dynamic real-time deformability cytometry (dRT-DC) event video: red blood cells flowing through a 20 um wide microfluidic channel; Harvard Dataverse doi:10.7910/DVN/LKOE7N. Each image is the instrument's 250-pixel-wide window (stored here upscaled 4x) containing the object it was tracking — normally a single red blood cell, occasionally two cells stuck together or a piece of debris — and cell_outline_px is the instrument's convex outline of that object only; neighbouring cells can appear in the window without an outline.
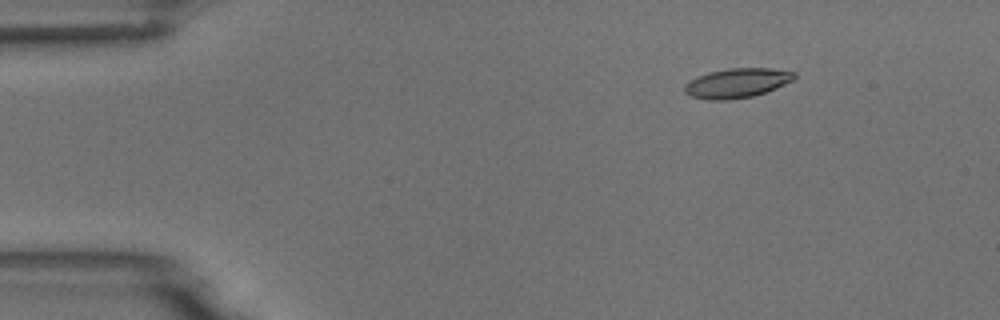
{"species": "common noctule bat (a hibernating species)", "species_latin": "Nyctalus noctula", "temperature_condition": "room temperature", "stored_images_in_passage": 5, "camera_frame_rate_fps": 3000, "um_per_image_px": 0.085, "animal": {"sex": "male", "body_mass_g": 18.8}, "frame": {"image": 1, "passage_image": 2, "time_ms": 1.333, "image_size_px": [1000, 320], "cell_outline_px": [[796, 80], [776, 88], [752, 96], [728, 100], [712, 100], [692, 96], [684, 92], [684, 84], [708, 72], [728, 68], [772, 68], [796, 72]], "centroid_in_image_um": [62.7, 7.05], "position_along_channel_um": 22.3, "area_um2": 18.84}}
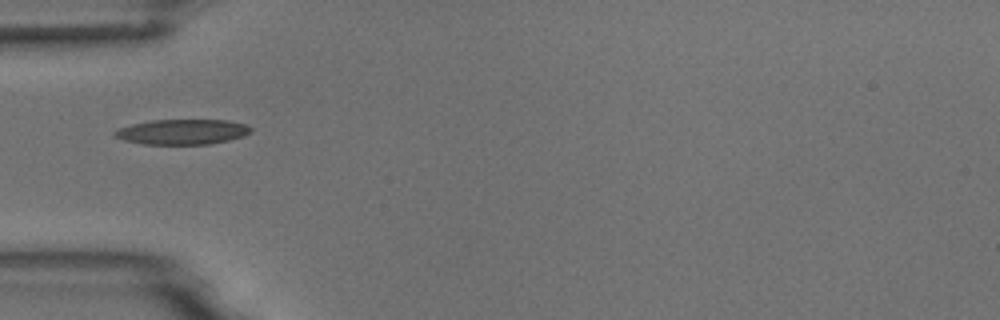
{"frame": {"image": 2, "passage_image": 5, "time_ms": 4.667, "image_size_px": [1000, 320], "cell_outline_px": [[252, 132], [244, 136], [212, 144], [144, 144], [124, 140], [116, 136], [112, 132], [120, 128], [132, 124], [152, 120], [228, 120], [244, 124], [252, 128]], "centroid_in_image_um": [15.53, 11.2], "position_along_channel_um": 69.5, "area_um2": 19.88}}